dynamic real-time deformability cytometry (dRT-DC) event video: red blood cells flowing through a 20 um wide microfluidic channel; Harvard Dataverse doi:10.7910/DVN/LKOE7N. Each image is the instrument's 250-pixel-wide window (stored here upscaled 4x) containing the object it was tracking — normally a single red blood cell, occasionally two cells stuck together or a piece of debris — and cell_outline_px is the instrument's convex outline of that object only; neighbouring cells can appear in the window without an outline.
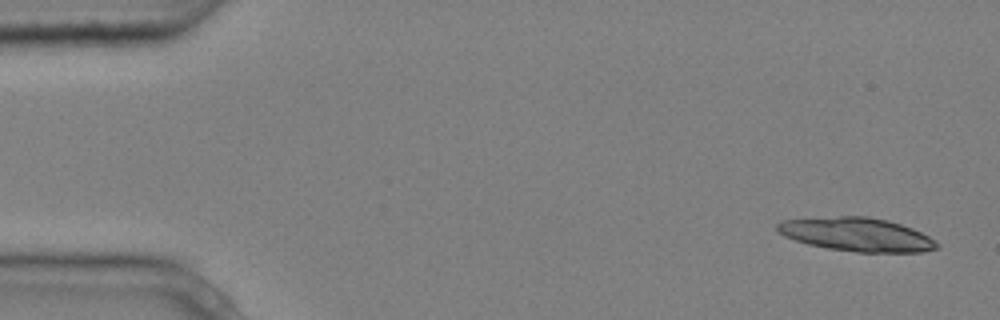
{"species": "common noctule bat (a hibernating species)", "species_latin": "Nyctalus noctula", "temperature_condition": "cold", "stored_images_in_passage": 4, "camera_frame_rate_fps": 3000, "um_per_image_px": 0.085, "animal": {"sex": "male", "body_mass_g": 20.4}, "frame": {"image": 1, "passage_image": 1, "time_ms": 0.0, "image_size_px": [1000, 320], "cell_outline_px": [[940, 248], [924, 252], [856, 252], [828, 248], [808, 244], [784, 236], [776, 228], [776, 224], [780, 220], [840, 216], [868, 216], [888, 220], [912, 228], [936, 240], [940, 244]], "centroid_in_image_um": [72.86, 19.93], "position_along_channel_um": 12.1, "area_um2": 31.33}}